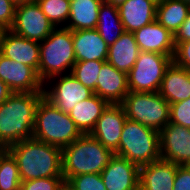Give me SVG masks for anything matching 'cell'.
<instances>
[{
  "label": "cell",
  "instance_id": "obj_15",
  "mask_svg": "<svg viewBox=\"0 0 190 190\" xmlns=\"http://www.w3.org/2000/svg\"><path fill=\"white\" fill-rule=\"evenodd\" d=\"M128 93L127 74L119 71L109 62H104L99 72L94 94L109 104L115 105L122 104Z\"/></svg>",
  "mask_w": 190,
  "mask_h": 190
},
{
  "label": "cell",
  "instance_id": "obj_8",
  "mask_svg": "<svg viewBox=\"0 0 190 190\" xmlns=\"http://www.w3.org/2000/svg\"><path fill=\"white\" fill-rule=\"evenodd\" d=\"M173 57L149 51H140L135 65L127 74L131 92H158L167 67Z\"/></svg>",
  "mask_w": 190,
  "mask_h": 190
},
{
  "label": "cell",
  "instance_id": "obj_11",
  "mask_svg": "<svg viewBox=\"0 0 190 190\" xmlns=\"http://www.w3.org/2000/svg\"><path fill=\"white\" fill-rule=\"evenodd\" d=\"M0 80L12 92L44 93L38 72L29 65L17 63L0 53Z\"/></svg>",
  "mask_w": 190,
  "mask_h": 190
},
{
  "label": "cell",
  "instance_id": "obj_43",
  "mask_svg": "<svg viewBox=\"0 0 190 190\" xmlns=\"http://www.w3.org/2000/svg\"><path fill=\"white\" fill-rule=\"evenodd\" d=\"M133 190H146V189L140 184H138Z\"/></svg>",
  "mask_w": 190,
  "mask_h": 190
},
{
  "label": "cell",
  "instance_id": "obj_22",
  "mask_svg": "<svg viewBox=\"0 0 190 190\" xmlns=\"http://www.w3.org/2000/svg\"><path fill=\"white\" fill-rule=\"evenodd\" d=\"M109 105L107 101L93 94L84 101L77 103L69 112V116L82 134H90L98 118Z\"/></svg>",
  "mask_w": 190,
  "mask_h": 190
},
{
  "label": "cell",
  "instance_id": "obj_38",
  "mask_svg": "<svg viewBox=\"0 0 190 190\" xmlns=\"http://www.w3.org/2000/svg\"><path fill=\"white\" fill-rule=\"evenodd\" d=\"M9 30L10 29H8L4 25L0 24V53L2 50L3 43H4V38H5L6 34L9 32Z\"/></svg>",
  "mask_w": 190,
  "mask_h": 190
},
{
  "label": "cell",
  "instance_id": "obj_44",
  "mask_svg": "<svg viewBox=\"0 0 190 190\" xmlns=\"http://www.w3.org/2000/svg\"><path fill=\"white\" fill-rule=\"evenodd\" d=\"M182 1L190 6V0H182Z\"/></svg>",
  "mask_w": 190,
  "mask_h": 190
},
{
  "label": "cell",
  "instance_id": "obj_23",
  "mask_svg": "<svg viewBox=\"0 0 190 190\" xmlns=\"http://www.w3.org/2000/svg\"><path fill=\"white\" fill-rule=\"evenodd\" d=\"M140 49L135 36L131 32H124L120 38L109 46L107 62L126 74L135 65Z\"/></svg>",
  "mask_w": 190,
  "mask_h": 190
},
{
  "label": "cell",
  "instance_id": "obj_21",
  "mask_svg": "<svg viewBox=\"0 0 190 190\" xmlns=\"http://www.w3.org/2000/svg\"><path fill=\"white\" fill-rule=\"evenodd\" d=\"M156 7L150 0H127L118 7L124 31L134 33L155 21Z\"/></svg>",
  "mask_w": 190,
  "mask_h": 190
},
{
  "label": "cell",
  "instance_id": "obj_20",
  "mask_svg": "<svg viewBox=\"0 0 190 190\" xmlns=\"http://www.w3.org/2000/svg\"><path fill=\"white\" fill-rule=\"evenodd\" d=\"M158 93L173 104L190 98V71L174 61L167 67Z\"/></svg>",
  "mask_w": 190,
  "mask_h": 190
},
{
  "label": "cell",
  "instance_id": "obj_9",
  "mask_svg": "<svg viewBox=\"0 0 190 190\" xmlns=\"http://www.w3.org/2000/svg\"><path fill=\"white\" fill-rule=\"evenodd\" d=\"M43 92L48 101L68 114L77 103L94 94L71 73L50 78L45 82Z\"/></svg>",
  "mask_w": 190,
  "mask_h": 190
},
{
  "label": "cell",
  "instance_id": "obj_42",
  "mask_svg": "<svg viewBox=\"0 0 190 190\" xmlns=\"http://www.w3.org/2000/svg\"><path fill=\"white\" fill-rule=\"evenodd\" d=\"M150 1H152L157 6L159 4L164 3L166 0H150Z\"/></svg>",
  "mask_w": 190,
  "mask_h": 190
},
{
  "label": "cell",
  "instance_id": "obj_25",
  "mask_svg": "<svg viewBox=\"0 0 190 190\" xmlns=\"http://www.w3.org/2000/svg\"><path fill=\"white\" fill-rule=\"evenodd\" d=\"M96 29L108 46L115 43L125 32L118 7L103 1L98 11Z\"/></svg>",
  "mask_w": 190,
  "mask_h": 190
},
{
  "label": "cell",
  "instance_id": "obj_3",
  "mask_svg": "<svg viewBox=\"0 0 190 190\" xmlns=\"http://www.w3.org/2000/svg\"><path fill=\"white\" fill-rule=\"evenodd\" d=\"M115 153L90 134H82L62 149V175L68 181L80 174H100Z\"/></svg>",
  "mask_w": 190,
  "mask_h": 190
},
{
  "label": "cell",
  "instance_id": "obj_5",
  "mask_svg": "<svg viewBox=\"0 0 190 190\" xmlns=\"http://www.w3.org/2000/svg\"><path fill=\"white\" fill-rule=\"evenodd\" d=\"M39 48V78L43 84L52 77L71 73L76 63L72 30L55 28Z\"/></svg>",
  "mask_w": 190,
  "mask_h": 190
},
{
  "label": "cell",
  "instance_id": "obj_24",
  "mask_svg": "<svg viewBox=\"0 0 190 190\" xmlns=\"http://www.w3.org/2000/svg\"><path fill=\"white\" fill-rule=\"evenodd\" d=\"M104 0H70V15L66 24L72 31L95 29L98 22V11Z\"/></svg>",
  "mask_w": 190,
  "mask_h": 190
},
{
  "label": "cell",
  "instance_id": "obj_10",
  "mask_svg": "<svg viewBox=\"0 0 190 190\" xmlns=\"http://www.w3.org/2000/svg\"><path fill=\"white\" fill-rule=\"evenodd\" d=\"M54 29L36 1L16 5L15 20L10 29L14 34L40 43Z\"/></svg>",
  "mask_w": 190,
  "mask_h": 190
},
{
  "label": "cell",
  "instance_id": "obj_16",
  "mask_svg": "<svg viewBox=\"0 0 190 190\" xmlns=\"http://www.w3.org/2000/svg\"><path fill=\"white\" fill-rule=\"evenodd\" d=\"M133 34L140 51L157 52L174 57V35L156 20Z\"/></svg>",
  "mask_w": 190,
  "mask_h": 190
},
{
  "label": "cell",
  "instance_id": "obj_14",
  "mask_svg": "<svg viewBox=\"0 0 190 190\" xmlns=\"http://www.w3.org/2000/svg\"><path fill=\"white\" fill-rule=\"evenodd\" d=\"M100 174L107 190H133L139 184V167L116 154Z\"/></svg>",
  "mask_w": 190,
  "mask_h": 190
},
{
  "label": "cell",
  "instance_id": "obj_1",
  "mask_svg": "<svg viewBox=\"0 0 190 190\" xmlns=\"http://www.w3.org/2000/svg\"><path fill=\"white\" fill-rule=\"evenodd\" d=\"M44 93L12 92L0 104V149L33 138L37 106Z\"/></svg>",
  "mask_w": 190,
  "mask_h": 190
},
{
  "label": "cell",
  "instance_id": "obj_28",
  "mask_svg": "<svg viewBox=\"0 0 190 190\" xmlns=\"http://www.w3.org/2000/svg\"><path fill=\"white\" fill-rule=\"evenodd\" d=\"M55 28L66 27L70 15V0H35Z\"/></svg>",
  "mask_w": 190,
  "mask_h": 190
},
{
  "label": "cell",
  "instance_id": "obj_29",
  "mask_svg": "<svg viewBox=\"0 0 190 190\" xmlns=\"http://www.w3.org/2000/svg\"><path fill=\"white\" fill-rule=\"evenodd\" d=\"M104 61H78L73 65L71 74L84 86L95 93L96 84Z\"/></svg>",
  "mask_w": 190,
  "mask_h": 190
},
{
  "label": "cell",
  "instance_id": "obj_26",
  "mask_svg": "<svg viewBox=\"0 0 190 190\" xmlns=\"http://www.w3.org/2000/svg\"><path fill=\"white\" fill-rule=\"evenodd\" d=\"M189 12L190 6L182 0H166L156 7V21L175 35Z\"/></svg>",
  "mask_w": 190,
  "mask_h": 190
},
{
  "label": "cell",
  "instance_id": "obj_7",
  "mask_svg": "<svg viewBox=\"0 0 190 190\" xmlns=\"http://www.w3.org/2000/svg\"><path fill=\"white\" fill-rule=\"evenodd\" d=\"M129 120L159 132L170 121V104L158 92H131L121 104Z\"/></svg>",
  "mask_w": 190,
  "mask_h": 190
},
{
  "label": "cell",
  "instance_id": "obj_30",
  "mask_svg": "<svg viewBox=\"0 0 190 190\" xmlns=\"http://www.w3.org/2000/svg\"><path fill=\"white\" fill-rule=\"evenodd\" d=\"M70 184L75 190H107L103 184L101 174H80L71 177L69 180Z\"/></svg>",
  "mask_w": 190,
  "mask_h": 190
},
{
  "label": "cell",
  "instance_id": "obj_33",
  "mask_svg": "<svg viewBox=\"0 0 190 190\" xmlns=\"http://www.w3.org/2000/svg\"><path fill=\"white\" fill-rule=\"evenodd\" d=\"M173 61L177 65L190 71V41L175 43V54Z\"/></svg>",
  "mask_w": 190,
  "mask_h": 190
},
{
  "label": "cell",
  "instance_id": "obj_6",
  "mask_svg": "<svg viewBox=\"0 0 190 190\" xmlns=\"http://www.w3.org/2000/svg\"><path fill=\"white\" fill-rule=\"evenodd\" d=\"M116 155L128 159L138 167L161 159L159 132L126 119Z\"/></svg>",
  "mask_w": 190,
  "mask_h": 190
},
{
  "label": "cell",
  "instance_id": "obj_39",
  "mask_svg": "<svg viewBox=\"0 0 190 190\" xmlns=\"http://www.w3.org/2000/svg\"><path fill=\"white\" fill-rule=\"evenodd\" d=\"M57 190H75V188L70 184L69 181L63 180L58 186Z\"/></svg>",
  "mask_w": 190,
  "mask_h": 190
},
{
  "label": "cell",
  "instance_id": "obj_41",
  "mask_svg": "<svg viewBox=\"0 0 190 190\" xmlns=\"http://www.w3.org/2000/svg\"><path fill=\"white\" fill-rule=\"evenodd\" d=\"M14 4L18 5L21 3H29V2H33L35 0H11Z\"/></svg>",
  "mask_w": 190,
  "mask_h": 190
},
{
  "label": "cell",
  "instance_id": "obj_31",
  "mask_svg": "<svg viewBox=\"0 0 190 190\" xmlns=\"http://www.w3.org/2000/svg\"><path fill=\"white\" fill-rule=\"evenodd\" d=\"M169 122L190 129V98L170 104Z\"/></svg>",
  "mask_w": 190,
  "mask_h": 190
},
{
  "label": "cell",
  "instance_id": "obj_12",
  "mask_svg": "<svg viewBox=\"0 0 190 190\" xmlns=\"http://www.w3.org/2000/svg\"><path fill=\"white\" fill-rule=\"evenodd\" d=\"M161 158L178 166L190 162V129L168 123L159 131Z\"/></svg>",
  "mask_w": 190,
  "mask_h": 190
},
{
  "label": "cell",
  "instance_id": "obj_19",
  "mask_svg": "<svg viewBox=\"0 0 190 190\" xmlns=\"http://www.w3.org/2000/svg\"><path fill=\"white\" fill-rule=\"evenodd\" d=\"M1 54L17 63L33 67L39 75L40 48L38 42L20 37L9 30L4 38Z\"/></svg>",
  "mask_w": 190,
  "mask_h": 190
},
{
  "label": "cell",
  "instance_id": "obj_35",
  "mask_svg": "<svg viewBox=\"0 0 190 190\" xmlns=\"http://www.w3.org/2000/svg\"><path fill=\"white\" fill-rule=\"evenodd\" d=\"M173 190H190V168L187 165L177 166Z\"/></svg>",
  "mask_w": 190,
  "mask_h": 190
},
{
  "label": "cell",
  "instance_id": "obj_18",
  "mask_svg": "<svg viewBox=\"0 0 190 190\" xmlns=\"http://www.w3.org/2000/svg\"><path fill=\"white\" fill-rule=\"evenodd\" d=\"M176 164L164 159L139 167V184L146 190H173Z\"/></svg>",
  "mask_w": 190,
  "mask_h": 190
},
{
  "label": "cell",
  "instance_id": "obj_32",
  "mask_svg": "<svg viewBox=\"0 0 190 190\" xmlns=\"http://www.w3.org/2000/svg\"><path fill=\"white\" fill-rule=\"evenodd\" d=\"M63 180V177H46L22 181L20 190H57Z\"/></svg>",
  "mask_w": 190,
  "mask_h": 190
},
{
  "label": "cell",
  "instance_id": "obj_2",
  "mask_svg": "<svg viewBox=\"0 0 190 190\" xmlns=\"http://www.w3.org/2000/svg\"><path fill=\"white\" fill-rule=\"evenodd\" d=\"M7 150L17 162L21 181L63 177L62 149L34 138L22 140Z\"/></svg>",
  "mask_w": 190,
  "mask_h": 190
},
{
  "label": "cell",
  "instance_id": "obj_17",
  "mask_svg": "<svg viewBox=\"0 0 190 190\" xmlns=\"http://www.w3.org/2000/svg\"><path fill=\"white\" fill-rule=\"evenodd\" d=\"M72 40L76 62L107 61L109 46L96 28L72 31Z\"/></svg>",
  "mask_w": 190,
  "mask_h": 190
},
{
  "label": "cell",
  "instance_id": "obj_13",
  "mask_svg": "<svg viewBox=\"0 0 190 190\" xmlns=\"http://www.w3.org/2000/svg\"><path fill=\"white\" fill-rule=\"evenodd\" d=\"M126 119V112L121 104H110L98 118L90 135L115 152L118 149Z\"/></svg>",
  "mask_w": 190,
  "mask_h": 190
},
{
  "label": "cell",
  "instance_id": "obj_37",
  "mask_svg": "<svg viewBox=\"0 0 190 190\" xmlns=\"http://www.w3.org/2000/svg\"><path fill=\"white\" fill-rule=\"evenodd\" d=\"M12 93L9 87L0 80V104H2Z\"/></svg>",
  "mask_w": 190,
  "mask_h": 190
},
{
  "label": "cell",
  "instance_id": "obj_40",
  "mask_svg": "<svg viewBox=\"0 0 190 190\" xmlns=\"http://www.w3.org/2000/svg\"><path fill=\"white\" fill-rule=\"evenodd\" d=\"M108 4H112L115 7L121 6L123 3H125L127 0H104Z\"/></svg>",
  "mask_w": 190,
  "mask_h": 190
},
{
  "label": "cell",
  "instance_id": "obj_4",
  "mask_svg": "<svg viewBox=\"0 0 190 190\" xmlns=\"http://www.w3.org/2000/svg\"><path fill=\"white\" fill-rule=\"evenodd\" d=\"M81 135L68 113L61 111L45 97L40 100L34 119V139L63 149Z\"/></svg>",
  "mask_w": 190,
  "mask_h": 190
},
{
  "label": "cell",
  "instance_id": "obj_27",
  "mask_svg": "<svg viewBox=\"0 0 190 190\" xmlns=\"http://www.w3.org/2000/svg\"><path fill=\"white\" fill-rule=\"evenodd\" d=\"M17 162L7 149H0V190H20Z\"/></svg>",
  "mask_w": 190,
  "mask_h": 190
},
{
  "label": "cell",
  "instance_id": "obj_34",
  "mask_svg": "<svg viewBox=\"0 0 190 190\" xmlns=\"http://www.w3.org/2000/svg\"><path fill=\"white\" fill-rule=\"evenodd\" d=\"M16 4L11 0H0V24L11 29L15 20Z\"/></svg>",
  "mask_w": 190,
  "mask_h": 190
},
{
  "label": "cell",
  "instance_id": "obj_36",
  "mask_svg": "<svg viewBox=\"0 0 190 190\" xmlns=\"http://www.w3.org/2000/svg\"><path fill=\"white\" fill-rule=\"evenodd\" d=\"M186 41H190V12L174 35V43H183Z\"/></svg>",
  "mask_w": 190,
  "mask_h": 190
}]
</instances>
